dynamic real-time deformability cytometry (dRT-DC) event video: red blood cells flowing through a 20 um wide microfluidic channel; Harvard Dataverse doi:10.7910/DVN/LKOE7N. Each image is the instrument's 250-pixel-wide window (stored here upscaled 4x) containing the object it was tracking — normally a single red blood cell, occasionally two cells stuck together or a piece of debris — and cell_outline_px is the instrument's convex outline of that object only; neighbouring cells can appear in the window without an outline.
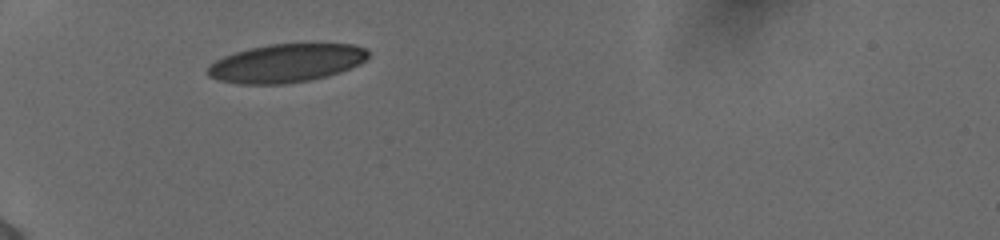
{"species": "human", "species_latin": "Homo sapiens", "temperature_condition": "cold", "stored_images_in_passage": 11, "camera_frame_rate_fps": 3000, "um_per_image_px": 0.085, "donor": {"sex": "female"}, "frame": {"image": 1, "passage_image": 1, "time_ms": 0.0, "image_size_px": [1000, 240], "cell_outline_px": [[368, 56], [360, 64], [340, 72], [312, 80], [284, 84], [240, 84], [216, 80], [208, 76], [208, 68], [216, 60], [224, 56], [248, 48], [268, 44], [356, 44], [364, 48], [368, 52]], "centroid_in_image_um": [24.32, 5.37], "position_along_channel_um": 60.7, "area_um2": 35.89}}
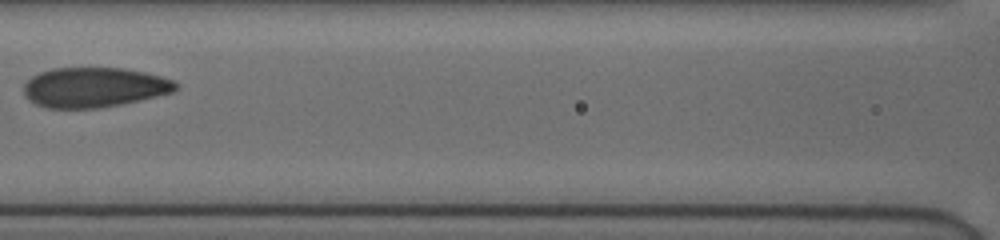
{"frame": {"image": 2, "passage_image": 8, "time_ms": 2.333, "image_size_px": [1000, 240], "cell_outline_px": [[180, 84], [176, 92], [120, 104], [96, 108], [48, 108], [36, 104], [28, 100], [24, 96], [24, 84], [32, 76], [40, 72], [52, 68], [124, 68], [144, 72], [160, 76], [172, 80]], "centroid_in_image_um": [8.01, 7.42], "position_along_channel_um": 158.6, "area_um2": 35.43}}
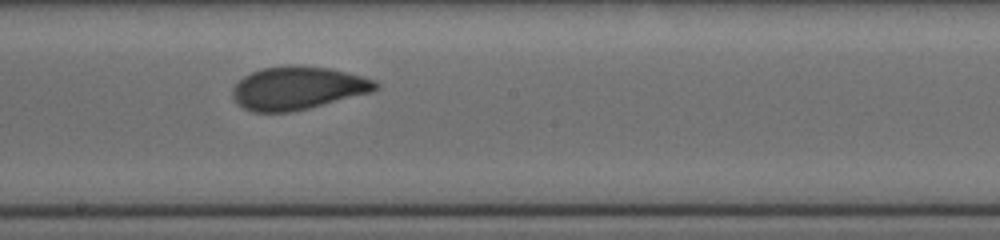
{"frame": {"image": 3, "passage_image": 10, "time_ms": 3.0, "image_size_px": [1000, 240], "cell_outline_px": [[380, 88], [372, 92], [292, 112], [252, 112], [244, 108], [232, 96], [232, 88], [244, 76], [252, 72], [264, 68], [288, 64], [296, 64], [332, 68], [364, 76], [376, 80], [380, 84]], "centroid_in_image_um": [25.36, 7.47], "position_along_channel_um": 222.8, "area_um2": 36.18}}